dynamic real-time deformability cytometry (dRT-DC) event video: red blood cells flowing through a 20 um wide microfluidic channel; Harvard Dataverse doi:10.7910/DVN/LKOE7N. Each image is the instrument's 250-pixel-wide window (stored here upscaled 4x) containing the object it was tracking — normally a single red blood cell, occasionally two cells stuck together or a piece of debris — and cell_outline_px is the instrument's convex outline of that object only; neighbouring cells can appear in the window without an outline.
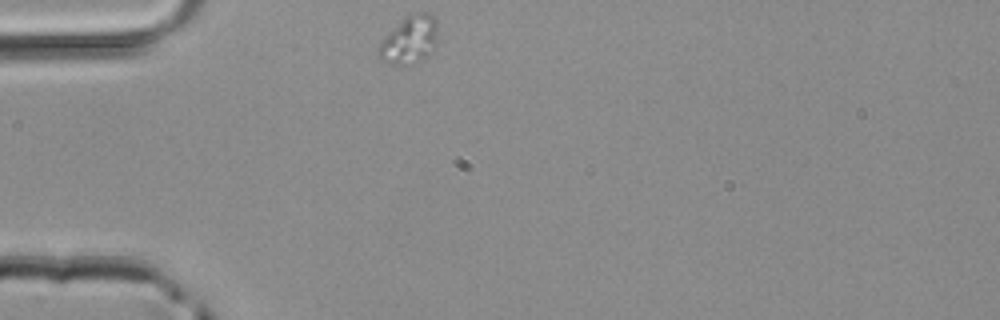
{"species": "common noctule bat (a hibernating species)", "species_latin": "Nyctalus noctula", "temperature_condition": "room temperature", "stored_images_in_passage": 1, "camera_frame_rate_fps": 3000, "um_per_image_px": 0.085, "animal": {"sex": "male", "body_mass_g": 20.4}, "frame": {"image": 1, "passage_image": 1, "time_ms": 0.0, "image_size_px": [1000, 320], "cell_outline_px": [[436, 44], [428, 56], [424, 60], [412, 64], [392, 64], [380, 60], [376, 56], [376, 48], [404, 16], [416, 12], [428, 12], [436, 20]], "centroid_in_image_um": [34.79, 3.41], "position_along_channel_um": 50.2, "area_um2": 16.59}}